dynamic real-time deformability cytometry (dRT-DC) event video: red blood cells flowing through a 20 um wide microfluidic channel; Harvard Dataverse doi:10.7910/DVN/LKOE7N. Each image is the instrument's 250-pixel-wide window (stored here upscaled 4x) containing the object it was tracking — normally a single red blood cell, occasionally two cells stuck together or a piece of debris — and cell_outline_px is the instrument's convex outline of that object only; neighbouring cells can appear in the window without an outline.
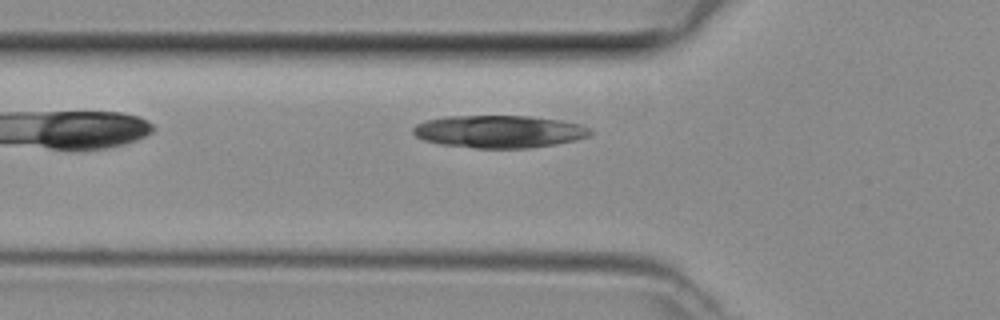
{"species": "common noctule bat (a hibernating species)", "species_latin": "Nyctalus noctula", "temperature_condition": "room temperature", "stored_images_in_passage": 2, "camera_frame_rate_fps": 3000, "um_per_image_px": 0.085, "animal": {"sex": "female", "body_mass_g": 29.2, "forearm_length_mm": 56.3}, "frame": {"image": 1, "passage_image": 2, "time_ms": 0.333, "image_size_px": [1000, 320], "cell_outline_px": [[592, 132], [588, 136], [576, 140], [556, 144], [528, 148], [476, 148], [440, 144], [424, 140], [416, 136], [412, 132], [412, 128], [416, 124], [428, 120], [444, 116], [532, 116], [560, 120], [580, 124], [592, 128]], "centroid_in_image_um": [42.44, 11.18], "position_along_channel_um": 83.4, "area_um2": 33.7}}